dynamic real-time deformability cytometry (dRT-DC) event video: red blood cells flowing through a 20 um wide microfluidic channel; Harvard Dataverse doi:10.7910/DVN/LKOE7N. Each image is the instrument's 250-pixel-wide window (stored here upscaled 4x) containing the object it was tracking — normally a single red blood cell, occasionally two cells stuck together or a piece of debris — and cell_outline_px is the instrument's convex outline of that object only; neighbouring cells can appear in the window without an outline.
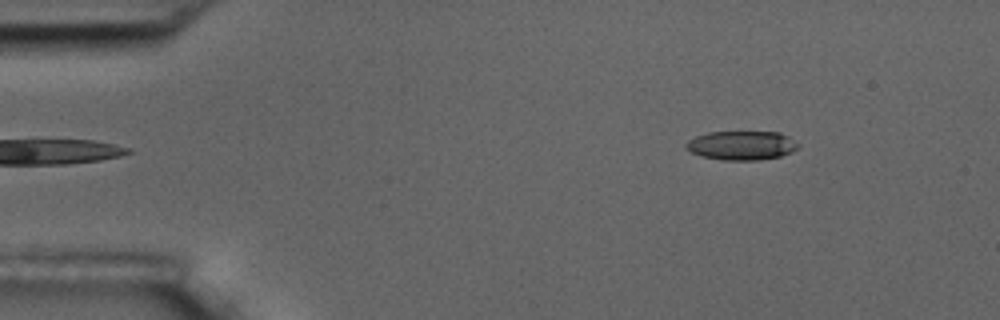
{"species": "common noctule bat (a hibernating species)", "species_latin": "Nyctalus noctula", "temperature_condition": "room temperature", "stored_images_in_passage": 5, "camera_frame_rate_fps": 3000, "um_per_image_px": 0.085, "animal": {"sex": "male", "body_mass_g": 17.5, "forearm_length_mm": 52.3}, "frame": {"image": 1, "passage_image": 5, "time_ms": 5.333, "image_size_px": [1000, 320], "cell_outline_px": [[800, 148], [792, 152], [780, 156], [760, 160], [720, 160], [700, 156], [684, 148], [684, 144], [688, 140], [696, 136], [708, 132], [780, 132], [788, 136], [800, 144]], "centroid_in_image_um": [63.04, 12.36], "position_along_channel_um": 22.0, "area_um2": 19.25}}